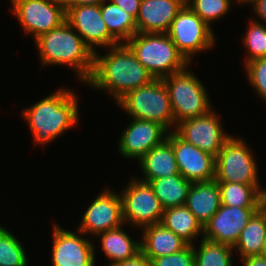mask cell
I'll return each mask as SVG.
<instances>
[{
    "instance_id": "cell-1",
    "label": "cell",
    "mask_w": 266,
    "mask_h": 266,
    "mask_svg": "<svg viewBox=\"0 0 266 266\" xmlns=\"http://www.w3.org/2000/svg\"><path fill=\"white\" fill-rule=\"evenodd\" d=\"M106 50L103 56L94 53L93 71L85 84L95 90L107 91L117 102L127 92L154 79L126 43H119Z\"/></svg>"
},
{
    "instance_id": "cell-2",
    "label": "cell",
    "mask_w": 266,
    "mask_h": 266,
    "mask_svg": "<svg viewBox=\"0 0 266 266\" xmlns=\"http://www.w3.org/2000/svg\"><path fill=\"white\" fill-rule=\"evenodd\" d=\"M79 97L72 89L59 88L21 111L34 145H46L67 130L78 126Z\"/></svg>"
},
{
    "instance_id": "cell-3",
    "label": "cell",
    "mask_w": 266,
    "mask_h": 266,
    "mask_svg": "<svg viewBox=\"0 0 266 266\" xmlns=\"http://www.w3.org/2000/svg\"><path fill=\"white\" fill-rule=\"evenodd\" d=\"M34 43L41 66H71L84 85L91 77L94 53L67 21L42 34Z\"/></svg>"
},
{
    "instance_id": "cell-4",
    "label": "cell",
    "mask_w": 266,
    "mask_h": 266,
    "mask_svg": "<svg viewBox=\"0 0 266 266\" xmlns=\"http://www.w3.org/2000/svg\"><path fill=\"white\" fill-rule=\"evenodd\" d=\"M126 44L154 79H163L191 65L167 33H136Z\"/></svg>"
},
{
    "instance_id": "cell-5",
    "label": "cell",
    "mask_w": 266,
    "mask_h": 266,
    "mask_svg": "<svg viewBox=\"0 0 266 266\" xmlns=\"http://www.w3.org/2000/svg\"><path fill=\"white\" fill-rule=\"evenodd\" d=\"M116 104L130 118L157 122L168 132L174 131L176 127L168 91L162 79H153L127 92Z\"/></svg>"
},
{
    "instance_id": "cell-6",
    "label": "cell",
    "mask_w": 266,
    "mask_h": 266,
    "mask_svg": "<svg viewBox=\"0 0 266 266\" xmlns=\"http://www.w3.org/2000/svg\"><path fill=\"white\" fill-rule=\"evenodd\" d=\"M189 67L162 79L168 91L175 124L213 109L205 85Z\"/></svg>"
},
{
    "instance_id": "cell-7",
    "label": "cell",
    "mask_w": 266,
    "mask_h": 266,
    "mask_svg": "<svg viewBox=\"0 0 266 266\" xmlns=\"http://www.w3.org/2000/svg\"><path fill=\"white\" fill-rule=\"evenodd\" d=\"M243 137L231 136L215 157V180L263 187L258 165L250 146Z\"/></svg>"
},
{
    "instance_id": "cell-8",
    "label": "cell",
    "mask_w": 266,
    "mask_h": 266,
    "mask_svg": "<svg viewBox=\"0 0 266 266\" xmlns=\"http://www.w3.org/2000/svg\"><path fill=\"white\" fill-rule=\"evenodd\" d=\"M214 34L213 28L209 27L186 4L178 12L167 31V35L178 51L190 64L193 63L192 58L195 54L211 50L216 43Z\"/></svg>"
},
{
    "instance_id": "cell-9",
    "label": "cell",
    "mask_w": 266,
    "mask_h": 266,
    "mask_svg": "<svg viewBox=\"0 0 266 266\" xmlns=\"http://www.w3.org/2000/svg\"><path fill=\"white\" fill-rule=\"evenodd\" d=\"M120 193L123 220L133 228L141 229L161 222L164 209L148 182L132 177Z\"/></svg>"
},
{
    "instance_id": "cell-10",
    "label": "cell",
    "mask_w": 266,
    "mask_h": 266,
    "mask_svg": "<svg viewBox=\"0 0 266 266\" xmlns=\"http://www.w3.org/2000/svg\"><path fill=\"white\" fill-rule=\"evenodd\" d=\"M27 35L37 39L66 21V11L61 0H20L11 7Z\"/></svg>"
},
{
    "instance_id": "cell-11",
    "label": "cell",
    "mask_w": 266,
    "mask_h": 266,
    "mask_svg": "<svg viewBox=\"0 0 266 266\" xmlns=\"http://www.w3.org/2000/svg\"><path fill=\"white\" fill-rule=\"evenodd\" d=\"M220 119L219 113L212 109L204 115L177 123L174 132L187 143L216 157L232 136L225 132Z\"/></svg>"
},
{
    "instance_id": "cell-12",
    "label": "cell",
    "mask_w": 266,
    "mask_h": 266,
    "mask_svg": "<svg viewBox=\"0 0 266 266\" xmlns=\"http://www.w3.org/2000/svg\"><path fill=\"white\" fill-rule=\"evenodd\" d=\"M118 192L102 191L87 207L76 230L96 236L124 226L122 200Z\"/></svg>"
},
{
    "instance_id": "cell-13",
    "label": "cell",
    "mask_w": 266,
    "mask_h": 266,
    "mask_svg": "<svg viewBox=\"0 0 266 266\" xmlns=\"http://www.w3.org/2000/svg\"><path fill=\"white\" fill-rule=\"evenodd\" d=\"M51 262L53 266H95V246L84 233L77 234L54 224ZM85 235V236H84Z\"/></svg>"
},
{
    "instance_id": "cell-14",
    "label": "cell",
    "mask_w": 266,
    "mask_h": 266,
    "mask_svg": "<svg viewBox=\"0 0 266 266\" xmlns=\"http://www.w3.org/2000/svg\"><path fill=\"white\" fill-rule=\"evenodd\" d=\"M166 140L172 145L179 173L190 182L215 179V156L181 139L174 131Z\"/></svg>"
},
{
    "instance_id": "cell-15",
    "label": "cell",
    "mask_w": 266,
    "mask_h": 266,
    "mask_svg": "<svg viewBox=\"0 0 266 266\" xmlns=\"http://www.w3.org/2000/svg\"><path fill=\"white\" fill-rule=\"evenodd\" d=\"M66 21L93 51L119 44L110 34L103 20L100 5L71 7L66 11Z\"/></svg>"
},
{
    "instance_id": "cell-16",
    "label": "cell",
    "mask_w": 266,
    "mask_h": 266,
    "mask_svg": "<svg viewBox=\"0 0 266 266\" xmlns=\"http://www.w3.org/2000/svg\"><path fill=\"white\" fill-rule=\"evenodd\" d=\"M118 141V152L126 159L138 161L153 147L160 145L168 131L157 122L132 118Z\"/></svg>"
},
{
    "instance_id": "cell-17",
    "label": "cell",
    "mask_w": 266,
    "mask_h": 266,
    "mask_svg": "<svg viewBox=\"0 0 266 266\" xmlns=\"http://www.w3.org/2000/svg\"><path fill=\"white\" fill-rule=\"evenodd\" d=\"M261 207H229L221 204L203 227V238L234 246L240 232Z\"/></svg>"
},
{
    "instance_id": "cell-18",
    "label": "cell",
    "mask_w": 266,
    "mask_h": 266,
    "mask_svg": "<svg viewBox=\"0 0 266 266\" xmlns=\"http://www.w3.org/2000/svg\"><path fill=\"white\" fill-rule=\"evenodd\" d=\"M185 0H141L137 15L138 33H167Z\"/></svg>"
},
{
    "instance_id": "cell-19",
    "label": "cell",
    "mask_w": 266,
    "mask_h": 266,
    "mask_svg": "<svg viewBox=\"0 0 266 266\" xmlns=\"http://www.w3.org/2000/svg\"><path fill=\"white\" fill-rule=\"evenodd\" d=\"M185 206L204 227L221 206L218 182L215 179L193 182L188 191Z\"/></svg>"
},
{
    "instance_id": "cell-20",
    "label": "cell",
    "mask_w": 266,
    "mask_h": 266,
    "mask_svg": "<svg viewBox=\"0 0 266 266\" xmlns=\"http://www.w3.org/2000/svg\"><path fill=\"white\" fill-rule=\"evenodd\" d=\"M141 252L151 261L164 255L183 250L188 243L181 237L165 228L161 223L141 229Z\"/></svg>"
},
{
    "instance_id": "cell-21",
    "label": "cell",
    "mask_w": 266,
    "mask_h": 266,
    "mask_svg": "<svg viewBox=\"0 0 266 266\" xmlns=\"http://www.w3.org/2000/svg\"><path fill=\"white\" fill-rule=\"evenodd\" d=\"M144 182H150L165 176L180 174L172 145L165 139L160 145L153 147L139 161Z\"/></svg>"
},
{
    "instance_id": "cell-22",
    "label": "cell",
    "mask_w": 266,
    "mask_h": 266,
    "mask_svg": "<svg viewBox=\"0 0 266 266\" xmlns=\"http://www.w3.org/2000/svg\"><path fill=\"white\" fill-rule=\"evenodd\" d=\"M266 241V208L262 206L241 230L233 250L240 259L249 256H260Z\"/></svg>"
},
{
    "instance_id": "cell-23",
    "label": "cell",
    "mask_w": 266,
    "mask_h": 266,
    "mask_svg": "<svg viewBox=\"0 0 266 266\" xmlns=\"http://www.w3.org/2000/svg\"><path fill=\"white\" fill-rule=\"evenodd\" d=\"M122 227L97 235L104 256L110 260L107 266L131 259L141 252V241L134 240Z\"/></svg>"
},
{
    "instance_id": "cell-24",
    "label": "cell",
    "mask_w": 266,
    "mask_h": 266,
    "mask_svg": "<svg viewBox=\"0 0 266 266\" xmlns=\"http://www.w3.org/2000/svg\"><path fill=\"white\" fill-rule=\"evenodd\" d=\"M160 223L190 245L203 237V226L185 205L165 209Z\"/></svg>"
},
{
    "instance_id": "cell-25",
    "label": "cell",
    "mask_w": 266,
    "mask_h": 266,
    "mask_svg": "<svg viewBox=\"0 0 266 266\" xmlns=\"http://www.w3.org/2000/svg\"><path fill=\"white\" fill-rule=\"evenodd\" d=\"M100 11L109 34L118 43H126L137 33L136 19L110 0L100 4Z\"/></svg>"
},
{
    "instance_id": "cell-26",
    "label": "cell",
    "mask_w": 266,
    "mask_h": 266,
    "mask_svg": "<svg viewBox=\"0 0 266 266\" xmlns=\"http://www.w3.org/2000/svg\"><path fill=\"white\" fill-rule=\"evenodd\" d=\"M163 209L184 206L192 182L181 174L165 176L149 182Z\"/></svg>"
},
{
    "instance_id": "cell-27",
    "label": "cell",
    "mask_w": 266,
    "mask_h": 266,
    "mask_svg": "<svg viewBox=\"0 0 266 266\" xmlns=\"http://www.w3.org/2000/svg\"><path fill=\"white\" fill-rule=\"evenodd\" d=\"M221 204L229 207H262L266 188L230 182H218Z\"/></svg>"
},
{
    "instance_id": "cell-28",
    "label": "cell",
    "mask_w": 266,
    "mask_h": 266,
    "mask_svg": "<svg viewBox=\"0 0 266 266\" xmlns=\"http://www.w3.org/2000/svg\"><path fill=\"white\" fill-rule=\"evenodd\" d=\"M193 247L194 266H234L232 246L201 237L198 248L196 243Z\"/></svg>"
},
{
    "instance_id": "cell-29",
    "label": "cell",
    "mask_w": 266,
    "mask_h": 266,
    "mask_svg": "<svg viewBox=\"0 0 266 266\" xmlns=\"http://www.w3.org/2000/svg\"><path fill=\"white\" fill-rule=\"evenodd\" d=\"M0 266H28L22 243L0 224Z\"/></svg>"
},
{
    "instance_id": "cell-30",
    "label": "cell",
    "mask_w": 266,
    "mask_h": 266,
    "mask_svg": "<svg viewBox=\"0 0 266 266\" xmlns=\"http://www.w3.org/2000/svg\"><path fill=\"white\" fill-rule=\"evenodd\" d=\"M249 26L243 35L242 42L246 49L244 64L266 57V25L249 19Z\"/></svg>"
},
{
    "instance_id": "cell-31",
    "label": "cell",
    "mask_w": 266,
    "mask_h": 266,
    "mask_svg": "<svg viewBox=\"0 0 266 266\" xmlns=\"http://www.w3.org/2000/svg\"><path fill=\"white\" fill-rule=\"evenodd\" d=\"M185 4L211 28L234 5L232 0H185Z\"/></svg>"
},
{
    "instance_id": "cell-32",
    "label": "cell",
    "mask_w": 266,
    "mask_h": 266,
    "mask_svg": "<svg viewBox=\"0 0 266 266\" xmlns=\"http://www.w3.org/2000/svg\"><path fill=\"white\" fill-rule=\"evenodd\" d=\"M244 67L249 85L266 102V57L252 60Z\"/></svg>"
},
{
    "instance_id": "cell-33",
    "label": "cell",
    "mask_w": 266,
    "mask_h": 266,
    "mask_svg": "<svg viewBox=\"0 0 266 266\" xmlns=\"http://www.w3.org/2000/svg\"><path fill=\"white\" fill-rule=\"evenodd\" d=\"M152 266H194V247L188 244L183 250L151 260Z\"/></svg>"
},
{
    "instance_id": "cell-34",
    "label": "cell",
    "mask_w": 266,
    "mask_h": 266,
    "mask_svg": "<svg viewBox=\"0 0 266 266\" xmlns=\"http://www.w3.org/2000/svg\"><path fill=\"white\" fill-rule=\"evenodd\" d=\"M110 1L118 5L124 11L130 13L135 19H137L141 0H110Z\"/></svg>"
},
{
    "instance_id": "cell-35",
    "label": "cell",
    "mask_w": 266,
    "mask_h": 266,
    "mask_svg": "<svg viewBox=\"0 0 266 266\" xmlns=\"http://www.w3.org/2000/svg\"><path fill=\"white\" fill-rule=\"evenodd\" d=\"M110 266H152V263L142 252H140L131 259L116 262Z\"/></svg>"
},
{
    "instance_id": "cell-36",
    "label": "cell",
    "mask_w": 266,
    "mask_h": 266,
    "mask_svg": "<svg viewBox=\"0 0 266 266\" xmlns=\"http://www.w3.org/2000/svg\"><path fill=\"white\" fill-rule=\"evenodd\" d=\"M249 4L253 7L252 9L254 15H257L254 21L266 25V0H252L249 2Z\"/></svg>"
},
{
    "instance_id": "cell-37",
    "label": "cell",
    "mask_w": 266,
    "mask_h": 266,
    "mask_svg": "<svg viewBox=\"0 0 266 266\" xmlns=\"http://www.w3.org/2000/svg\"><path fill=\"white\" fill-rule=\"evenodd\" d=\"M65 11L71 7L83 6V5H100L104 0H61Z\"/></svg>"
},
{
    "instance_id": "cell-38",
    "label": "cell",
    "mask_w": 266,
    "mask_h": 266,
    "mask_svg": "<svg viewBox=\"0 0 266 266\" xmlns=\"http://www.w3.org/2000/svg\"><path fill=\"white\" fill-rule=\"evenodd\" d=\"M240 260L243 266H266V259L261 256H249Z\"/></svg>"
},
{
    "instance_id": "cell-39",
    "label": "cell",
    "mask_w": 266,
    "mask_h": 266,
    "mask_svg": "<svg viewBox=\"0 0 266 266\" xmlns=\"http://www.w3.org/2000/svg\"><path fill=\"white\" fill-rule=\"evenodd\" d=\"M260 256L266 259V241L264 243L263 250Z\"/></svg>"
},
{
    "instance_id": "cell-40",
    "label": "cell",
    "mask_w": 266,
    "mask_h": 266,
    "mask_svg": "<svg viewBox=\"0 0 266 266\" xmlns=\"http://www.w3.org/2000/svg\"><path fill=\"white\" fill-rule=\"evenodd\" d=\"M263 206L266 208V190L264 191V203Z\"/></svg>"
},
{
    "instance_id": "cell-41",
    "label": "cell",
    "mask_w": 266,
    "mask_h": 266,
    "mask_svg": "<svg viewBox=\"0 0 266 266\" xmlns=\"http://www.w3.org/2000/svg\"><path fill=\"white\" fill-rule=\"evenodd\" d=\"M18 1H20V0H10L12 6L15 5Z\"/></svg>"
},
{
    "instance_id": "cell-42",
    "label": "cell",
    "mask_w": 266,
    "mask_h": 266,
    "mask_svg": "<svg viewBox=\"0 0 266 266\" xmlns=\"http://www.w3.org/2000/svg\"><path fill=\"white\" fill-rule=\"evenodd\" d=\"M250 1H252V0H242V4H247V3H249Z\"/></svg>"
},
{
    "instance_id": "cell-43",
    "label": "cell",
    "mask_w": 266,
    "mask_h": 266,
    "mask_svg": "<svg viewBox=\"0 0 266 266\" xmlns=\"http://www.w3.org/2000/svg\"><path fill=\"white\" fill-rule=\"evenodd\" d=\"M234 1H236L238 4L239 3L242 4V0H234Z\"/></svg>"
}]
</instances>
